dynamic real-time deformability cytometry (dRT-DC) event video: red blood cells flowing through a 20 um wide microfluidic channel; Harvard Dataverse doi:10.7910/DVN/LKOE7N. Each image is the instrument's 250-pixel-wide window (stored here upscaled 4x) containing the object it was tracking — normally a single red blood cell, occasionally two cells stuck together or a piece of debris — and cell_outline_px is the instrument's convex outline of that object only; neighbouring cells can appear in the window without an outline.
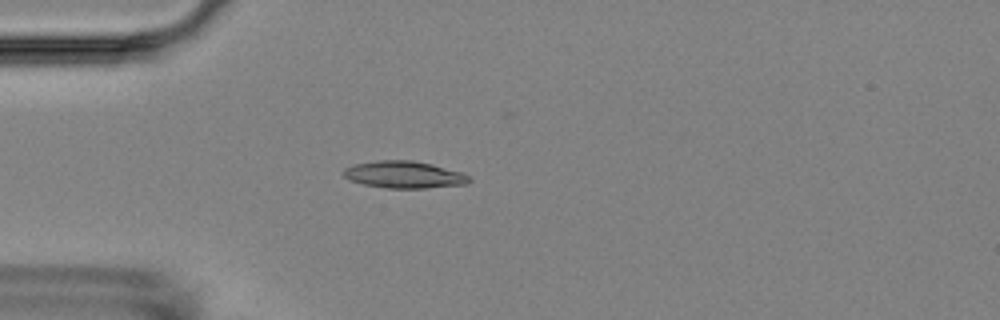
{"species": "Egyptian fruit bat (a non-hibernating species)", "species_latin": "Rousettus aegyptiacus", "temperature_condition": "room temperature", "stored_images_in_passage": 4, "camera_frame_rate_fps": 3000, "um_per_image_px": 0.085, "animal": {"sex": "female"}, "frame": {"image": 1, "passage_image": 4, "time_ms": 4.333, "image_size_px": [1000, 320], "cell_outline_px": [[472, 180], [464, 184], [428, 188], [388, 188], [364, 184], [348, 180], [340, 172], [344, 168], [352, 164], [380, 160], [412, 160], [432, 164], [460, 172], [468, 176]], "centroid_in_image_um": [34.28, 14.84], "position_along_channel_um": 50.7, "area_um2": 19.83}}